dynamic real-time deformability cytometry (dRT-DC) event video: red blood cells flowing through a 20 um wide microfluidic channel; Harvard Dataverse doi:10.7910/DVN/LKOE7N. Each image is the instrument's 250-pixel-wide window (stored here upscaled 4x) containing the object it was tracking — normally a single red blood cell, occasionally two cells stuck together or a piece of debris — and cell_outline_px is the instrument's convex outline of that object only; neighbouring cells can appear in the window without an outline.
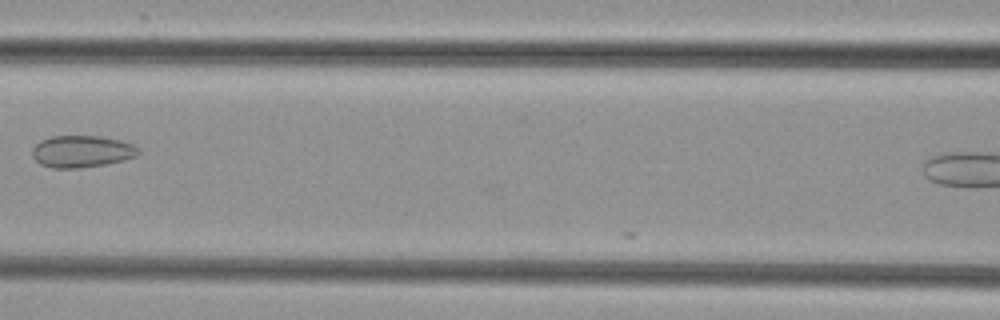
{"species": "common noctule bat (a hibernating species)", "species_latin": "Nyctalus noctula", "temperature_condition": "cold", "stored_images_in_passage": 6, "camera_frame_rate_fps": 3000, "um_per_image_px": 0.085, "animal": {"sex": "female", "body_mass_g": 29.2, "forearm_length_mm": 56.3}, "frame": {"image": 1, "passage_image": 5, "time_ms": 5.667, "image_size_px": [1000, 320], "cell_outline_px": [[140, 152], [136, 156], [124, 160], [104, 164], [80, 168], [52, 168], [40, 164], [32, 156], [32, 148], [40, 140], [52, 136], [100, 136], [120, 140], [132, 144], [140, 148]], "centroid_in_image_um": [6.95, 12.87], "position_along_channel_um": 159.7, "area_um2": 19.83}}